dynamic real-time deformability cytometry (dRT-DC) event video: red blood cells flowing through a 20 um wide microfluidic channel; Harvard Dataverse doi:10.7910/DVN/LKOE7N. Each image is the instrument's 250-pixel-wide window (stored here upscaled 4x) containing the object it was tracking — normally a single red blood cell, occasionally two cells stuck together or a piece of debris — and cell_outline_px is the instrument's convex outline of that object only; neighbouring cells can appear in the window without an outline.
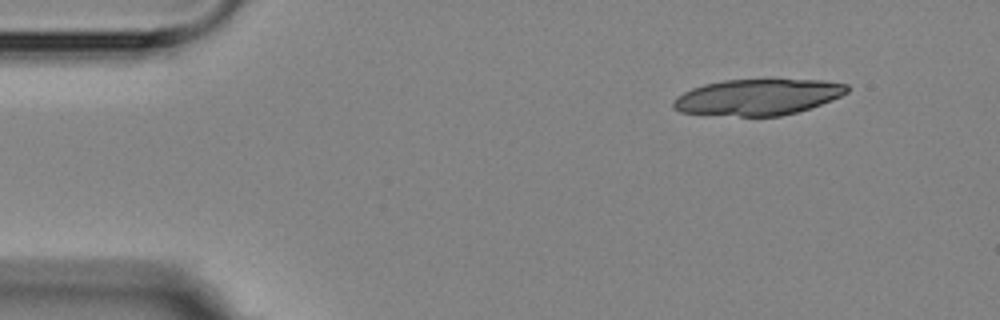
{"species": "Egyptian fruit bat (a non-hibernating species)", "species_latin": "Rousettus aegyptiacus", "temperature_condition": "room temperature", "stored_images_in_passage": 3, "camera_frame_rate_fps": 3000, "um_per_image_px": 0.085, "animal": {"sex": "female"}, "frame": {"image": 1, "passage_image": 1, "time_ms": 0.0, "image_size_px": [1000, 320], "cell_outline_px": [[848, 92], [832, 100], [796, 112], [780, 116], [740, 116], [680, 112], [672, 108], [672, 100], [676, 96], [692, 88], [704, 84], [724, 80], [824, 80], [848, 84]], "centroid_in_image_um": [64.39, 8.25], "position_along_channel_um": 20.6, "area_um2": 36.36}}